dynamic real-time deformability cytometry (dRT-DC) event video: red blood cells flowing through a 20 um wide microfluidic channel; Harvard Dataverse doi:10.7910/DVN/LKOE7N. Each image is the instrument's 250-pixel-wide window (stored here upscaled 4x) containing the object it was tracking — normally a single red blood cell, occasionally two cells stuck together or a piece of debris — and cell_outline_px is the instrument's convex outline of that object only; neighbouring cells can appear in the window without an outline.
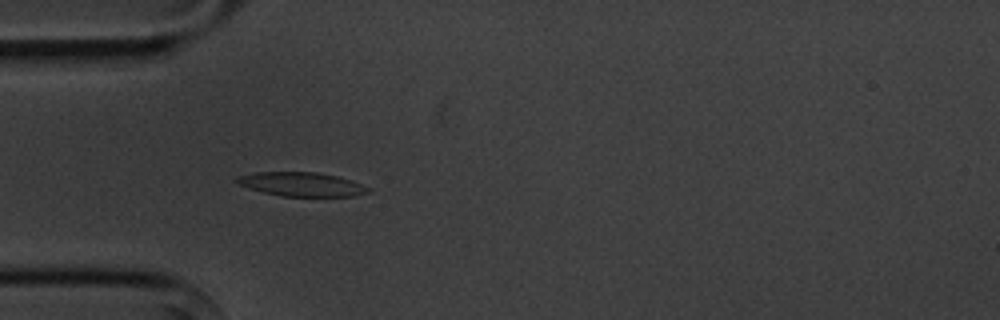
{"species": "common noctule bat (a hibernating species)", "species_latin": "Nyctalus noctula", "temperature_condition": "cold", "stored_images_in_passage": 3, "camera_frame_rate_fps": 3000, "um_per_image_px": 0.085, "animal": {"sex": "male", "body_mass_g": 20.1, "forearm_length_mm": 53.5}, "frame": {"image": 1, "passage_image": 3, "time_ms": 2.333, "image_size_px": [1000, 320], "cell_outline_px": [[372, 192], [356, 196], [280, 196], [264, 192], [236, 184], [232, 180], [236, 176], [256, 172], [316, 172], [336, 176], [372, 188]], "centroid_in_image_um": [25.6, 15.66], "position_along_channel_um": 59.4, "area_um2": 18.44}}